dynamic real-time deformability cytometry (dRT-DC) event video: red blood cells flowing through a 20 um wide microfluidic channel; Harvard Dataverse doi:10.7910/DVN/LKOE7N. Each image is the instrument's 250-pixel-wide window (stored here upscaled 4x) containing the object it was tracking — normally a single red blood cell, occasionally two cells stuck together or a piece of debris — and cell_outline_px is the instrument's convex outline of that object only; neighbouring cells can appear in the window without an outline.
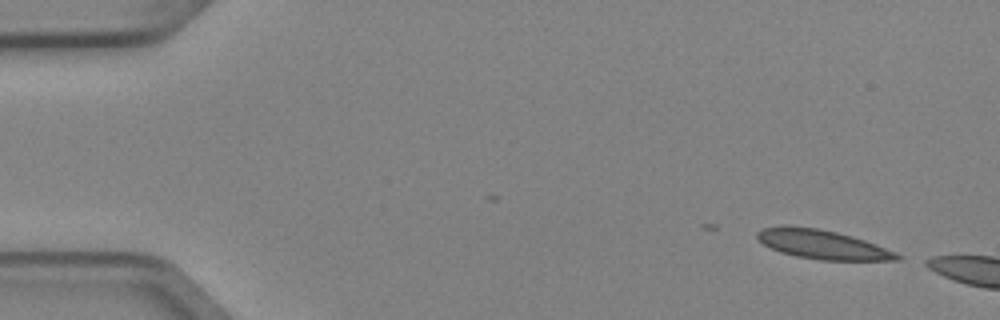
{"species": "Egyptian fruit bat (a non-hibernating species)", "species_latin": "Rousettus aegyptiacus", "temperature_condition": "cold", "stored_images_in_passage": 4, "camera_frame_rate_fps": 3000, "um_per_image_px": 0.085, "animal": {"sex": "female"}, "frame": {"image": 1, "passage_image": 2, "time_ms": 0.333, "image_size_px": [1000, 320], "cell_outline_px": [[904, 256], [900, 260], [820, 260], [796, 256], [780, 252], [764, 244], [756, 236], [756, 232], [764, 228], [816, 228], [836, 232], [852, 236], [876, 244], [896, 252]], "centroid_in_image_um": [70.01, 20.82], "position_along_channel_um": 15.0, "area_um2": 23.0}}